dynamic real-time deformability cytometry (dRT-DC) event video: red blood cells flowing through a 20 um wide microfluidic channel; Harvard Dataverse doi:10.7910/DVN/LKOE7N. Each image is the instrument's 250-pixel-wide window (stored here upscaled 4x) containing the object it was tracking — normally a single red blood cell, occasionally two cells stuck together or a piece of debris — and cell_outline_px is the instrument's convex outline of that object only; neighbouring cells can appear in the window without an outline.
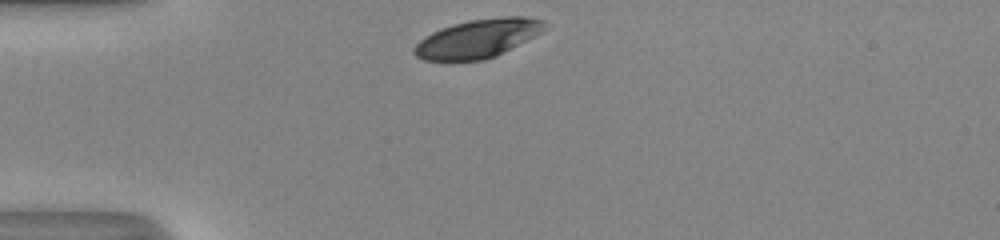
{"species": "human", "species_latin": "Homo sapiens", "temperature_condition": "room temperature", "stored_images_in_passage": 29, "camera_frame_rate_fps": 3000, "um_per_image_px": 0.085, "donor": {"sex": "male"}, "frame": {"image": 1, "passage_image": 1, "time_ms": 0.0, "image_size_px": [1000, 240], "cell_outline_px": [[548, 28], [496, 56], [484, 60], [424, 60], [416, 56], [412, 52], [412, 48], [424, 36], [440, 28], [452, 24], [468, 20], [500, 16], [524, 16], [544, 20]], "centroid_in_image_um": [40.6, 3.25], "position_along_channel_um": 44.4, "area_um2": 29.36}}
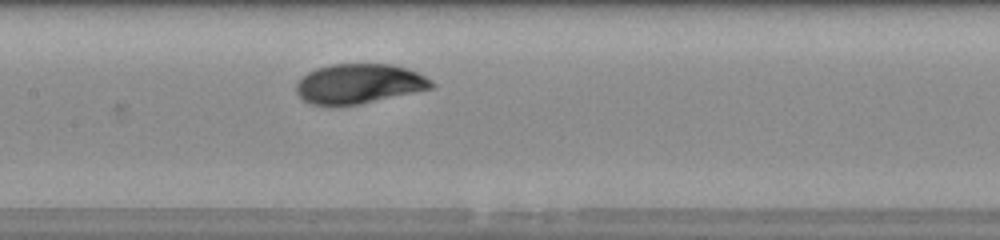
{"frame": {"image": 2, "passage_image": 13, "time_ms": 4.0, "image_size_px": [1000, 240], "cell_outline_px": [[436, 84], [432, 88], [360, 104], [332, 108], [308, 104], [296, 92], [296, 84], [300, 76], [316, 68], [332, 64], [392, 64], [408, 68], [432, 80]], "centroid_in_image_um": [30.46, 7.14], "position_along_channel_um": 176.9, "area_um2": 31.91}}
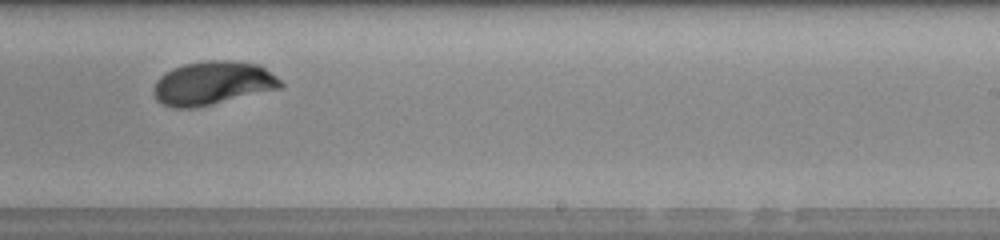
{"frame": {"image": 3, "passage_image": 20, "time_ms": 6.333, "image_size_px": [1000, 240], "cell_outline_px": [[284, 84], [280, 88], [212, 104], [192, 108], [176, 108], [164, 104], [156, 100], [152, 92], [156, 80], [164, 72], [172, 68], [184, 64], [208, 60], [232, 60], [260, 64], [276, 76]], "centroid_in_image_um": [18.06, 7.05], "position_along_channel_um": 270.9, "area_um2": 32.25}, "authors_computed_cell_mechanics": {"area_um2": 31.8478, "velocity_mm_per_s": 4.0399, "shape_relaxation_time_tau1_ms": 3.2364, "shape_relaxation_time_tau2_ms": null, "deformation_change_tau1": 0.1364, "deformation_change_tau2": null}}